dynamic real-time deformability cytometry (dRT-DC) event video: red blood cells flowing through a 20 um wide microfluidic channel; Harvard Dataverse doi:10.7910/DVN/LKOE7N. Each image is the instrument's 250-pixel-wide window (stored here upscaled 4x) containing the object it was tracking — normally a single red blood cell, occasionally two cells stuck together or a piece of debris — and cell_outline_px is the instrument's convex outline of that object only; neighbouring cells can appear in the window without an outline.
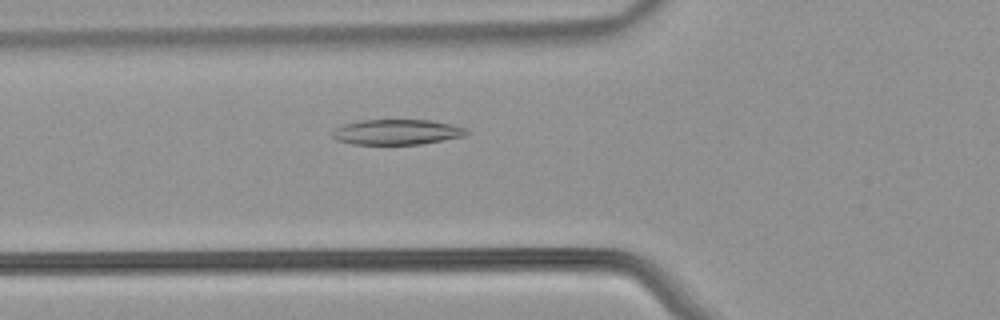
{"species": "common noctule bat (a hibernating species)", "species_latin": "Nyctalus noctula", "temperature_condition": "warm", "stored_images_in_passage": 51, "camera_frame_rate_fps": 3000, "um_per_image_px": 0.085, "animal": {"sex": "male", "body_mass_g": 21.5, "forearm_length_mm": 52.0}, "frame": {"image": 1, "passage_image": 17, "time_ms": 5.333, "image_size_px": [1000, 320], "cell_outline_px": [[472, 132], [464, 136], [420, 144], [352, 144], [336, 140], [332, 136], [332, 128], [344, 124], [360, 120], [428, 120], [452, 124], [468, 128]], "centroid_in_image_um": [33.74, 11.22], "position_along_channel_um": 92.1, "area_um2": 19.94}}
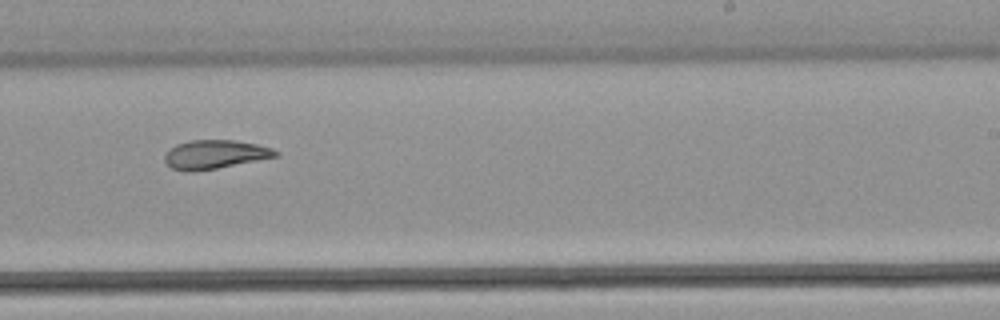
{"frame": {"image": 2, "passage_image": 31, "time_ms": 10.0, "image_size_px": [1000, 320], "cell_outline_px": [[280, 152], [276, 156], [216, 168], [192, 172], [188, 172], [172, 168], [164, 160], [164, 156], [168, 148], [176, 144], [192, 140], [232, 140], [256, 144], [272, 148]], "centroid_in_image_um": [18.21, 13.12], "position_along_channel_um": 270.8, "area_um2": 18.38}}
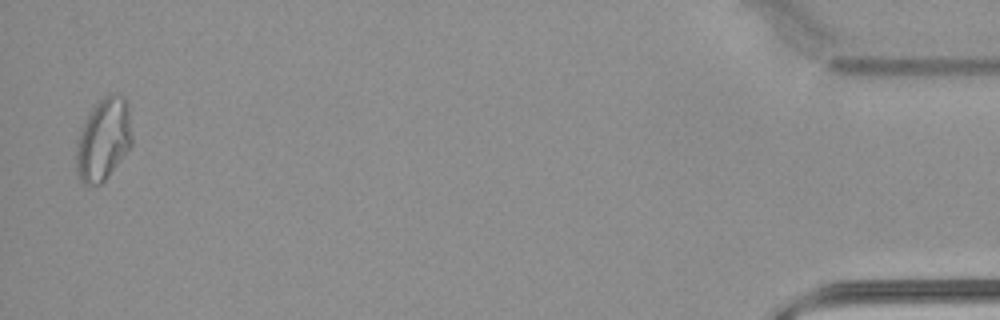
{"frame": {"image": 3, "passage_image": 50, "time_ms": 16.333, "image_size_px": [1000, 320], "cell_outline_px": [[132, 144], [108, 176], [100, 184], [88, 188], [80, 180], [76, 168], [76, 144], [80, 128], [84, 120], [92, 108], [104, 96], [124, 96], [128, 100], [132, 136]], "centroid_in_image_um": [8.77, 11.87], "position_along_channel_um": 426.4, "area_um2": 26.88}, "authors_computed_cell_mechanics": {"area_um2": 21.2704, "velocity_mm_per_s": 3.8319, "shape_relaxation_time_tau1_ms": null, "shape_relaxation_time_tau2_ms": 5.5356, "deformation_change_tau1": null, "deformation_change_tau2": 0.1188}}